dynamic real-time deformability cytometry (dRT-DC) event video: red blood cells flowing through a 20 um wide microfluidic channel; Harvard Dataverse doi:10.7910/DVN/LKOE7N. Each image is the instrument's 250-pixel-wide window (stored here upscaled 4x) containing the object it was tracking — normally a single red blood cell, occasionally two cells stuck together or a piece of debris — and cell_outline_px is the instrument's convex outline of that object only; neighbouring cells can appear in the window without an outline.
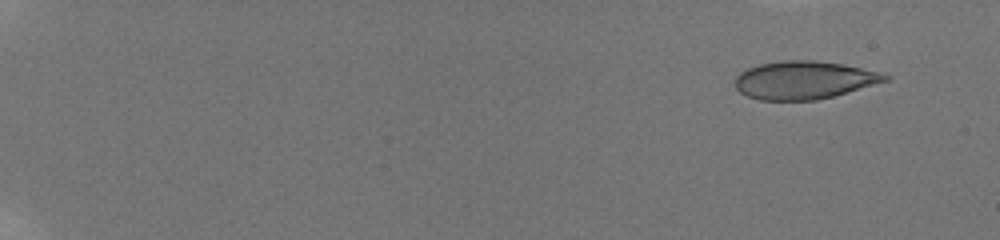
{"species": "human", "species_latin": "Homo sapiens", "temperature_condition": "room temperature", "stored_images_in_passage": 19, "camera_frame_rate_fps": 3000, "um_per_image_px": 0.085, "donor": {"sex": "male"}, "frame": {"image": 1, "passage_image": 1, "time_ms": 0.0, "image_size_px": [1000, 240], "cell_outline_px": [[892, 80], [832, 96], [816, 100], [760, 100], [748, 96], [740, 92], [736, 88], [736, 76], [740, 72], [748, 68], [760, 64], [780, 60], [812, 60], [844, 64], [892, 76]], "centroid_in_image_um": [68.35, 6.8], "position_along_channel_um": 16.6, "area_um2": 33.12}}